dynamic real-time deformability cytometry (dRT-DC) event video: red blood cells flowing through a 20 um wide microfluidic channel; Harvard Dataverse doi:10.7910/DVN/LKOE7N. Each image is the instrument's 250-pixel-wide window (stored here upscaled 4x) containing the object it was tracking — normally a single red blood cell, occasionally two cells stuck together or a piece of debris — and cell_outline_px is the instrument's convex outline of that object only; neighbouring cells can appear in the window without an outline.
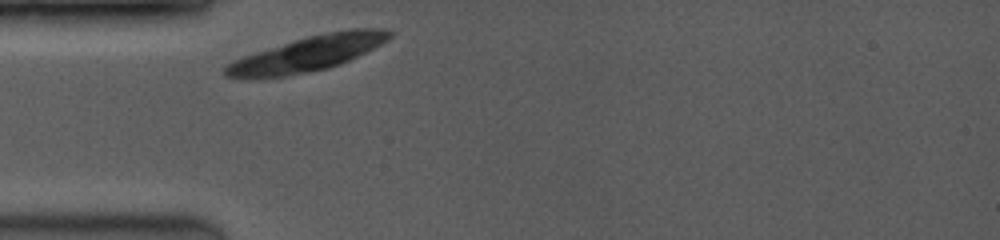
{"species": "common noctule bat (a hibernating species)", "species_latin": "Nyctalus noctula", "temperature_condition": "room temperature", "stored_images_in_passage": 1, "camera_frame_rate_fps": 3500, "um_per_image_px": 0.085, "animal": {"sex": "female", "body_mass_g": 19.0, "forearm_length_mm": 53.3}, "frame": {"image": 1, "passage_image": 1, "time_ms": 0.0, "image_size_px": [1000, 240], "cell_outline_px": [[392, 36], [388, 40], [340, 64], [328, 68], [288, 76], [224, 76], [220, 68], [232, 60], [256, 52], [308, 36], [348, 28], [384, 28], [392, 32]], "centroid_in_image_um": [26.18, 4.54], "position_along_channel_um": 58.8, "area_um2": 32.83}}